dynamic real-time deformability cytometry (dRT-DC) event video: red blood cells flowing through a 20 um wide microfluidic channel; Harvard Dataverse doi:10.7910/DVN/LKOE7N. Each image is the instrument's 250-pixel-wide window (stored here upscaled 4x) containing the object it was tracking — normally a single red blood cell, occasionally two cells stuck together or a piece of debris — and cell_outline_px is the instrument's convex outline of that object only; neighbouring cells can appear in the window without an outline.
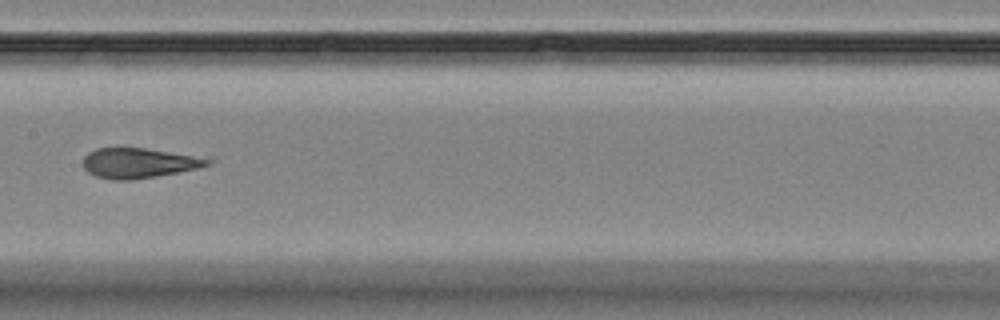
{"species": "Egyptian fruit bat (a non-hibernating species)", "species_latin": "Rousettus aegyptiacus", "temperature_condition": "room temperature", "stored_images_in_passage": 5, "camera_frame_rate_fps": 3000, "um_per_image_px": 0.085, "animal": {"sex": "female"}, "frame": {"image": 1, "passage_image": 5, "time_ms": 4.667, "image_size_px": [1000, 320], "cell_outline_px": [[212, 160], [208, 164], [200, 168], [156, 176], [132, 180], [112, 180], [96, 176], [88, 172], [84, 168], [84, 156], [88, 152], [96, 148], [144, 148], [212, 156]], "centroid_in_image_um": [11.9, 13.84], "position_along_channel_um": 195.5, "area_um2": 22.25}}